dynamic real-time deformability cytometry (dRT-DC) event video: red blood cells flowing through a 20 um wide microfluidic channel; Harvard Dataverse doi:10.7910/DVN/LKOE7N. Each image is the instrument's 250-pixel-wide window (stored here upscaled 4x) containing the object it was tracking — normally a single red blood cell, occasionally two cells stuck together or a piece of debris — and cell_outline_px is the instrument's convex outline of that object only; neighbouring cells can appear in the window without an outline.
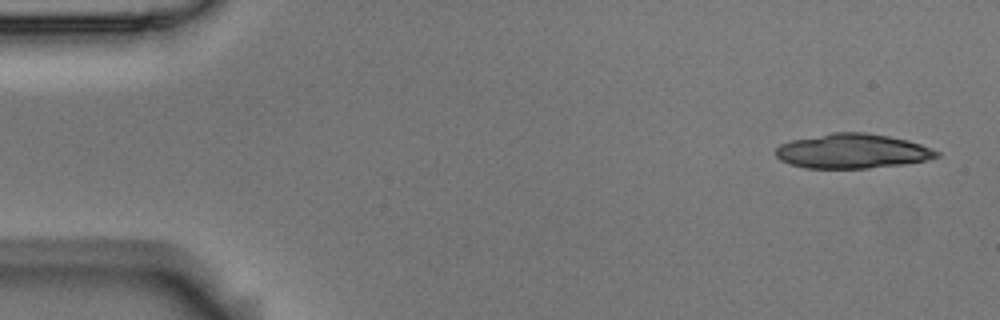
{"species": "Egyptian fruit bat (a non-hibernating species)", "species_latin": "Rousettus aegyptiacus", "temperature_condition": "room temperature", "stored_images_in_passage": 6, "camera_frame_rate_fps": 3000, "um_per_image_px": 0.085, "animal": {"sex": "male"}, "frame": {"image": 1, "passage_image": 1, "time_ms": 0.0, "image_size_px": [1000, 320], "cell_outline_px": [[940, 156], [928, 160], [904, 164], [868, 168], [804, 168], [788, 164], [780, 160], [776, 156], [776, 148], [780, 144], [792, 140], [832, 132], [864, 132], [888, 136], [908, 140], [920, 144], [940, 152]], "centroid_in_image_um": [72.44, 12.85], "position_along_channel_um": 12.6, "area_um2": 32.54}}
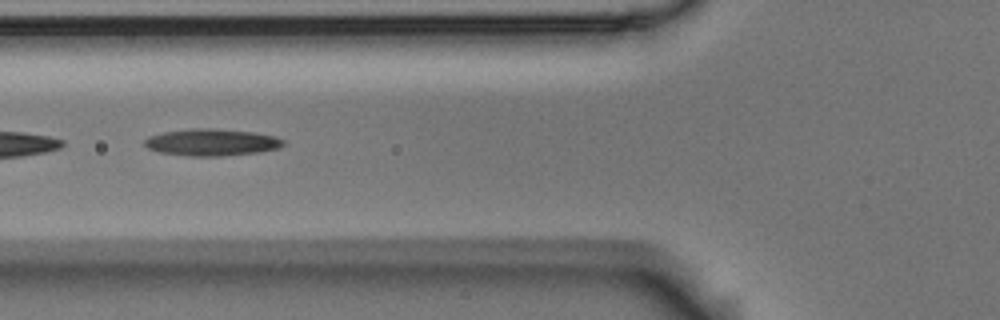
{"frame": {"image": 2, "passage_image": 6, "time_ms": 1.667, "image_size_px": [1000, 320], "cell_outline_px": [[284, 144], [280, 148], [256, 152], [220, 156], [192, 156], [160, 152], [148, 148], [144, 144], [144, 140], [148, 136], [164, 132], [192, 128], [216, 128], [252, 132], [276, 136], [284, 140]], "centroid_in_image_um": [17.99, 12.08], "position_along_channel_um": 107.8, "area_um2": 21.68}}